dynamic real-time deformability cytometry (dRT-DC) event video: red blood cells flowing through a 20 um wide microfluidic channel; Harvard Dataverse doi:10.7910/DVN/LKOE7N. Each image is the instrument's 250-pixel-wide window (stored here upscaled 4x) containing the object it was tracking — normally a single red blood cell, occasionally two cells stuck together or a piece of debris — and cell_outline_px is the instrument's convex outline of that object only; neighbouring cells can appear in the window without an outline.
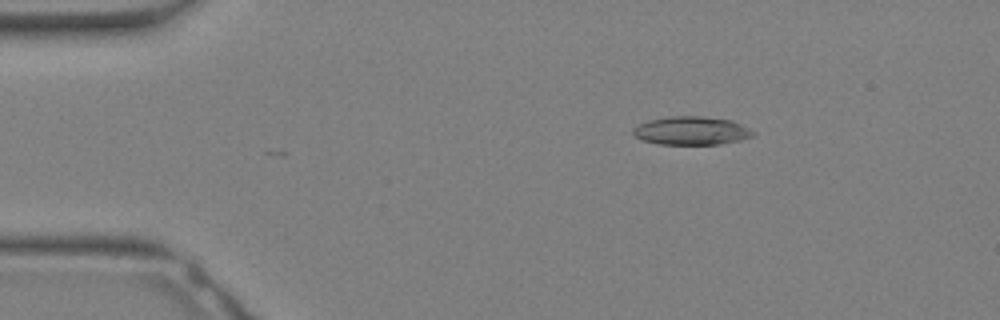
{"species": "Egyptian fruit bat (a non-hibernating species)", "species_latin": "Rousettus aegyptiacus", "temperature_condition": "warm", "stored_images_in_passage": 7, "camera_frame_rate_fps": 3000, "um_per_image_px": 0.085, "animal": {"sex": "female"}, "frame": {"image": 1, "passage_image": 6, "time_ms": 1.667, "image_size_px": [1000, 320], "cell_outline_px": [[756, 132], [752, 136], [740, 140], [720, 144], [656, 144], [640, 140], [632, 136], [632, 128], [648, 120], [668, 116], [704, 116], [732, 120]], "centroid_in_image_um": [58.72, 11.11], "position_along_channel_um": 26.3, "area_um2": 20.06}}